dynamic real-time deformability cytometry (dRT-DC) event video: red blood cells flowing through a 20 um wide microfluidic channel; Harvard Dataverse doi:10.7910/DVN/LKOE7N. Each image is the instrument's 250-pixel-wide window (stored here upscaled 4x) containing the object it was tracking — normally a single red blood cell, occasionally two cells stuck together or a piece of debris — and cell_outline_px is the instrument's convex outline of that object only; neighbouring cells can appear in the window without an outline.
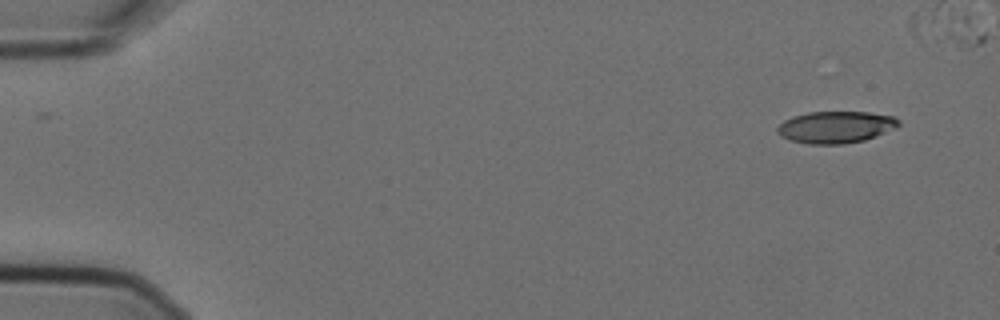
{"species": "Egyptian fruit bat (a non-hibernating species)", "species_latin": "Rousettus aegyptiacus", "temperature_condition": "cold", "stored_images_in_passage": 2, "camera_frame_rate_fps": 3000, "um_per_image_px": 0.085, "animal": {"sex": "female"}, "frame": {"image": 1, "passage_image": 2, "time_ms": 0.333, "image_size_px": [1000, 320], "cell_outline_px": [[900, 124], [896, 128], [876, 136], [864, 140], [844, 144], [808, 144], [788, 140], [780, 136], [776, 132], [776, 128], [784, 120], [792, 116], [808, 112], [868, 112], [892, 116], [900, 120]], "centroid_in_image_um": [71.01, 10.81], "position_along_channel_um": 14.0, "area_um2": 22.72}}